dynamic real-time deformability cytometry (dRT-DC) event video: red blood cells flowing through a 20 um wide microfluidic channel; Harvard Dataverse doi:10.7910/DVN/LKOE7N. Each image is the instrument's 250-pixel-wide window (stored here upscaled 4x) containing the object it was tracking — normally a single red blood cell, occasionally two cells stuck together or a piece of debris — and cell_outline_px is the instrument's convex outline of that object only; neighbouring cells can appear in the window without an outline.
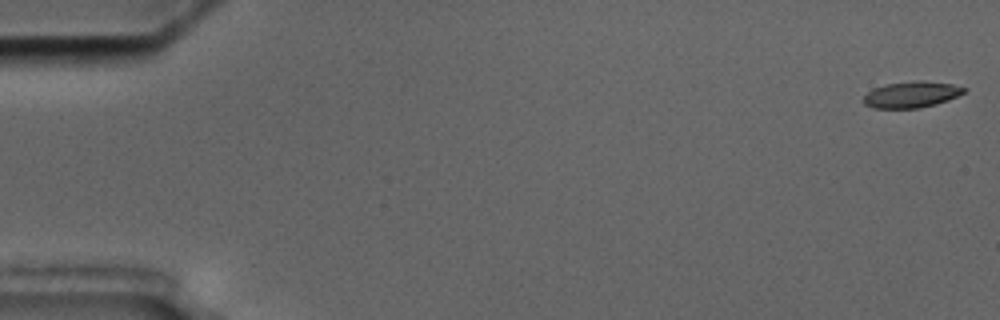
{"species": "common noctule bat (a hibernating species)", "species_latin": "Nyctalus noctula", "temperature_condition": "cold", "stored_images_in_passage": 57, "camera_frame_rate_fps": 3000, "um_per_image_px": 0.085, "animal": {"sex": "male", "body_mass_g": 17.5, "forearm_length_mm": 52.3}, "frame": {"image": 1, "passage_image": 1, "time_ms": 0.0, "image_size_px": [1000, 320], "cell_outline_px": [[968, 88], [964, 92], [948, 100], [936, 104], [920, 108], [872, 108], [864, 104], [864, 96], [868, 92], [884, 84], [916, 80], [920, 80], [952, 84]], "centroid_in_image_um": [77.48, 8.03], "position_along_channel_um": 7.5, "area_um2": 15.32}}
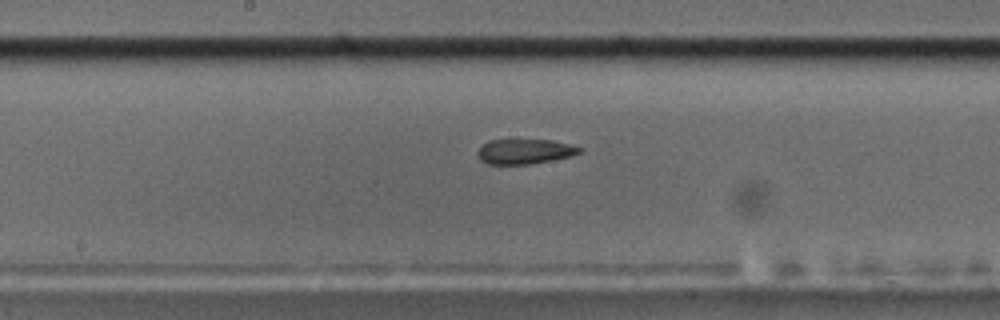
{"frame": {"image": 2, "passage_image": 30, "time_ms": 9.667, "image_size_px": [1000, 320], "cell_outline_px": [[584, 148], [580, 152], [572, 156], [532, 164], [488, 164], [480, 160], [476, 152], [488, 140], [552, 140], [572, 144]], "centroid_in_image_um": [44.63, 12.87], "position_along_channel_um": 203.6, "area_um2": 14.91}}
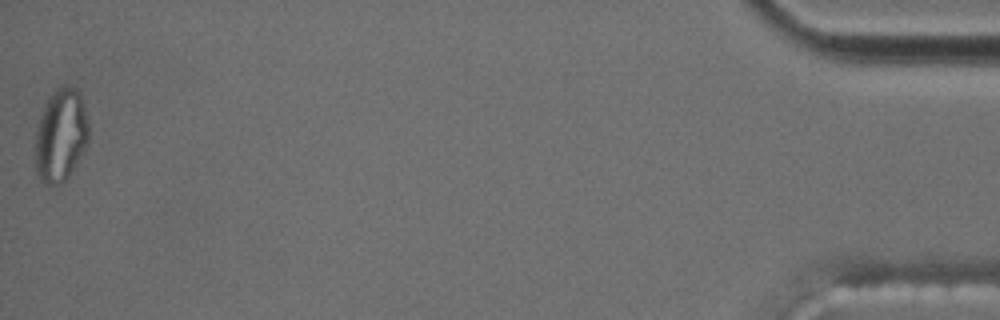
{"frame": {"image": 3, "passage_image": 57, "time_ms": 18.667, "image_size_px": [1000, 320], "cell_outline_px": [[88, 144], [68, 176], [60, 184], [48, 184], [40, 180], [36, 172], [36, 132], [44, 108], [48, 100], [56, 88], [76, 88], [80, 92], [88, 124]], "centroid_in_image_um": [5.18, 11.53], "position_along_channel_um": 430.0, "area_um2": 28.15}, "authors_computed_cell_mechanics": {"area_um2": 16.1262, "velocity_mm_per_s": 3.55, "shape_relaxation_time_tau1_ms": null, "shape_relaxation_time_tau2_ms": 5.2262, "deformation_change_tau1": null, "deformation_change_tau2": 0.1139}}